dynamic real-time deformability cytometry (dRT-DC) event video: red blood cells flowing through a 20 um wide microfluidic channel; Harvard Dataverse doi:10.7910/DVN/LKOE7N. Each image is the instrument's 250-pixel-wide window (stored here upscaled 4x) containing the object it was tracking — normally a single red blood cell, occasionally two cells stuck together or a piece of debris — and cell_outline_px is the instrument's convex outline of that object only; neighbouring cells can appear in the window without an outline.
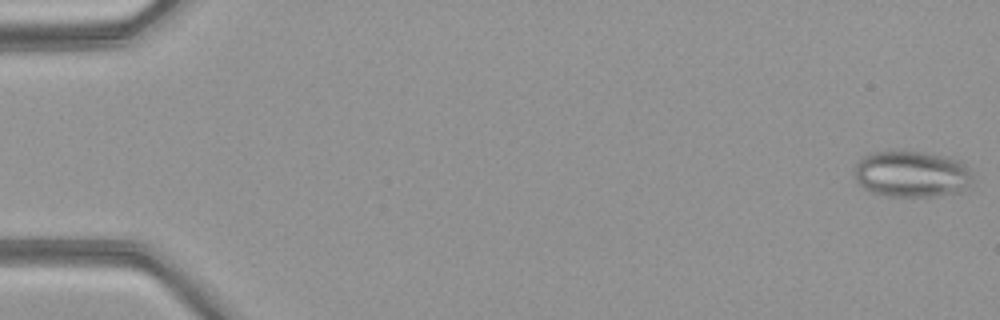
{"species": "common noctule bat (a hibernating species)", "species_latin": "Nyctalus noctula", "temperature_condition": "warm", "stored_images_in_passage": 50, "camera_frame_rate_fps": 3000, "um_per_image_px": 0.085, "animal": {"sex": "female", "body_mass_g": 21.9}, "frame": {"image": 1, "passage_image": 1, "time_ms": 0.0, "image_size_px": [1000, 320], "cell_outline_px": [[972, 180], [960, 192], [936, 196], [888, 196], [872, 192], [864, 188], [856, 180], [856, 164], [864, 156], [872, 152], [892, 148], [896, 148], [952, 156], [960, 160], [968, 168], [972, 176]], "centroid_in_image_um": [77.5, 14.74], "position_along_channel_um": 7.5, "area_um2": 32.6}}
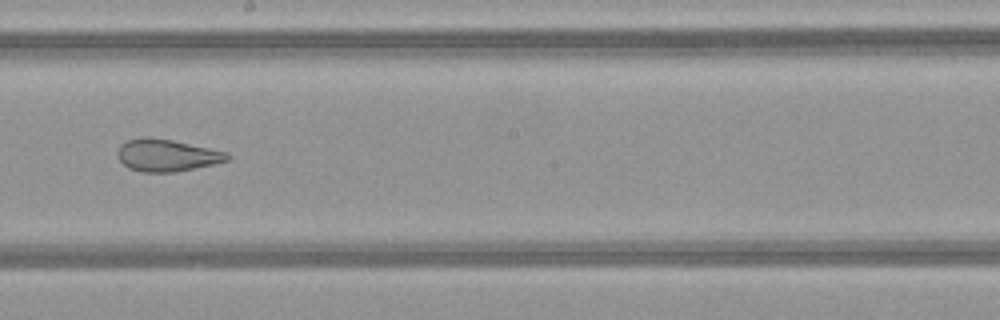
{"frame": {"image": 2, "passage_image": 29, "time_ms": 9.333, "image_size_px": [1000, 320], "cell_outline_px": [[232, 156], [228, 160], [212, 164], [172, 172], [140, 172], [128, 168], [116, 156], [116, 152], [120, 144], [128, 140], [140, 136], [148, 136], [172, 140], [228, 152]], "centroid_in_image_um": [14.13, 13.18], "position_along_channel_um": 234.1, "area_um2": 20.63}}
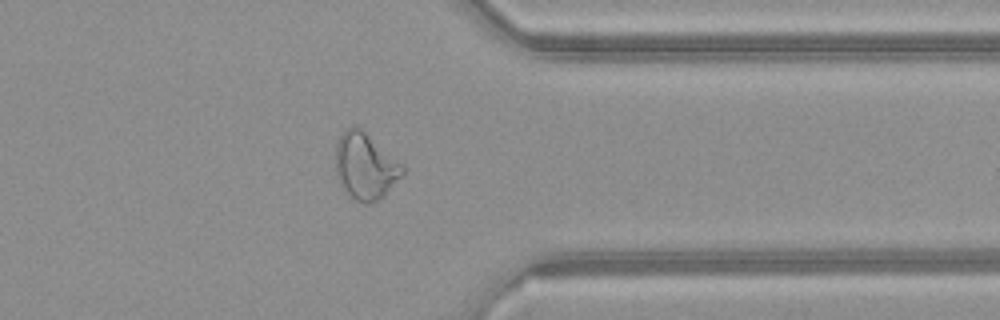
{"frame": {"image": 3, "passage_image": 40, "time_ms": 13.0, "image_size_px": [1000, 320], "cell_outline_px": [[404, 172], [384, 196], [368, 204], [364, 204], [356, 200], [344, 188], [336, 172], [336, 140], [348, 128], [360, 128], [404, 164]], "centroid_in_image_um": [31.07, 14.13], "position_along_channel_um": 380.3, "area_um2": 25.37}, "authors_computed_cell_mechanics": {"area_um2": 28.2931, "velocity_mm_per_s": 4.1671, "shape_relaxation_time_tau1_ms": null, "shape_relaxation_time_tau2_ms": 1.5067, "deformation_change_tau1": null, "deformation_change_tau2": 0.1039}}